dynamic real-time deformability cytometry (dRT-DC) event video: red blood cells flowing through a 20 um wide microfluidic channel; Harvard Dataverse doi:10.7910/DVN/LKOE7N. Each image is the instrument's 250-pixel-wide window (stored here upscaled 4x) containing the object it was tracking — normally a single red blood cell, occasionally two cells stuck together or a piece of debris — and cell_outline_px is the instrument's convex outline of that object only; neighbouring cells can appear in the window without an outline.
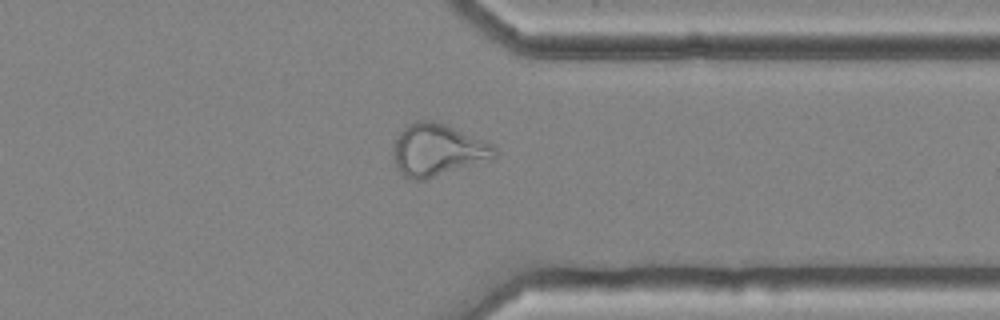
{"species": "common noctule bat (a hibernating species)", "species_latin": "Nyctalus noctula", "temperature_condition": "cold", "stored_images_in_passage": 43, "camera_frame_rate_fps": 3000, "um_per_image_px": 0.085, "animal": {"sex": "female", "body_mass_g": 25.1}, "frame": {"image": 1, "passage_image": 37, "time_ms": 12.0, "image_size_px": [1000, 320], "cell_outline_px": [[496, 156], [428, 180], [412, 180], [404, 176], [396, 168], [392, 152], [396, 140], [400, 132], [408, 124], [416, 120], [432, 120], [444, 124], [492, 144], [496, 148]], "centroid_in_image_um": [37.13, 12.76], "position_along_channel_um": 374.3, "area_um2": 30.46}}